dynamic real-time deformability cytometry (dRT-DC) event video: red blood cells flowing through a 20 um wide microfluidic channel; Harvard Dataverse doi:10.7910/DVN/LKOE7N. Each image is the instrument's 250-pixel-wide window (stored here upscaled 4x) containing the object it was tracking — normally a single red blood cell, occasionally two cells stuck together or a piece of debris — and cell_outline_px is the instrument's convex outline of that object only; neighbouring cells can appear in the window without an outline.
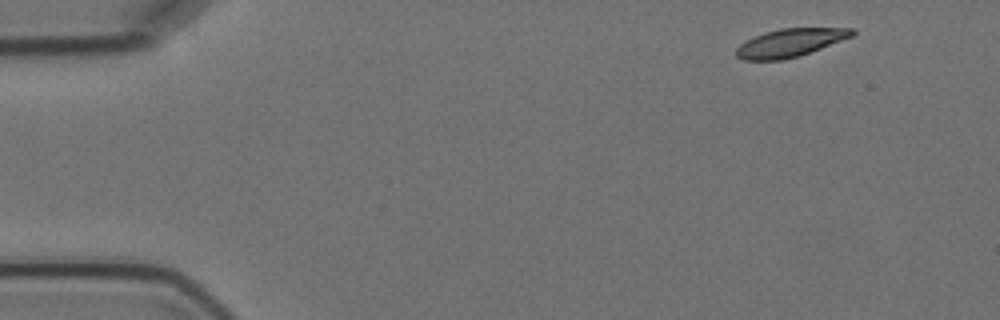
{"species": "Egyptian fruit bat (a non-hibernating species)", "species_latin": "Rousettus aegyptiacus", "temperature_condition": "cold", "stored_images_in_passage": 5, "segment_of_instrument_passage": [1, 2], "camera_frame_rate_fps": 3000, "um_per_image_px": 0.085, "animal": {"sex": "female"}, "frame": {"image": 1, "passage_image": 1, "time_ms": 0.0, "image_size_px": [1000, 320], "cell_outline_px": [[856, 32], [852, 36], [800, 56], [780, 60], [744, 60], [736, 56], [736, 48], [740, 44], [764, 32], [780, 28], [856, 28]], "centroid_in_image_um": [67.16, 3.63], "position_along_channel_um": 17.8, "area_um2": 18.84}}
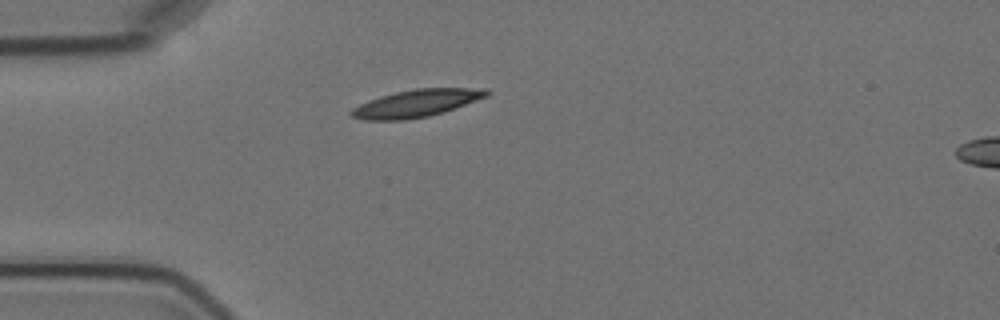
{"frame": {"image": 2, "passage_image": 4, "time_ms": 3.333, "image_size_px": [1000, 320], "cell_outline_px": [[492, 92], [488, 96], [444, 112], [428, 116], [404, 120], [364, 120], [352, 116], [348, 112], [352, 108], [368, 100], [380, 96], [396, 92], [416, 88], [488, 88]], "centroid_in_image_um": [35.41, 8.77], "position_along_channel_um": 49.6, "area_um2": 21.68}}